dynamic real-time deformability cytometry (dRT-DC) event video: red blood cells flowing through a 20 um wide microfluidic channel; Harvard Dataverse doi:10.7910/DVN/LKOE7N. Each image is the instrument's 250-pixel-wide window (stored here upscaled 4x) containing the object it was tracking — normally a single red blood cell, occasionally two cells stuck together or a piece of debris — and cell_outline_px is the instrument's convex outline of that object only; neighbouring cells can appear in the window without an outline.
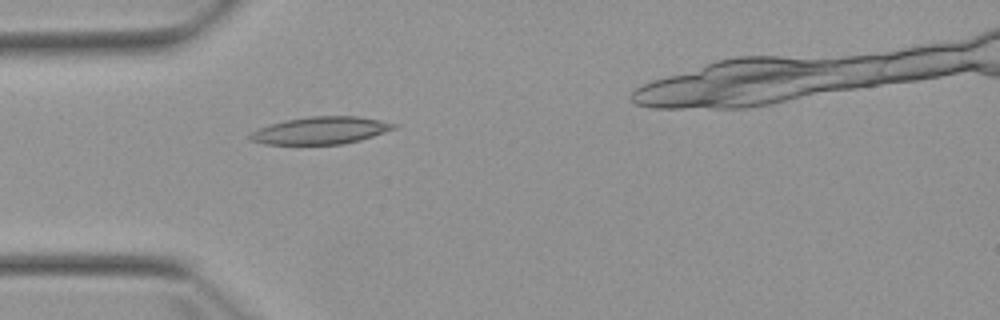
{"species": "Egyptian fruit bat (a non-hibernating species)", "species_latin": "Rousettus aegyptiacus", "temperature_condition": "warm", "stored_images_in_passage": 3, "camera_frame_rate_fps": 3000, "um_per_image_px": 0.085, "animal": {"sex": "female"}, "frame": {"image": 1, "passage_image": 2, "time_ms": 1.333, "image_size_px": [1000, 320], "cell_outline_px": [[396, 128], [360, 140], [344, 144], [264, 144], [248, 140], [248, 136], [252, 132], [260, 128], [284, 120], [312, 116], [360, 116], [380, 120], [396, 124]], "centroid_in_image_um": [27.25, 11.09], "position_along_channel_um": 57.8, "area_um2": 22.77}}